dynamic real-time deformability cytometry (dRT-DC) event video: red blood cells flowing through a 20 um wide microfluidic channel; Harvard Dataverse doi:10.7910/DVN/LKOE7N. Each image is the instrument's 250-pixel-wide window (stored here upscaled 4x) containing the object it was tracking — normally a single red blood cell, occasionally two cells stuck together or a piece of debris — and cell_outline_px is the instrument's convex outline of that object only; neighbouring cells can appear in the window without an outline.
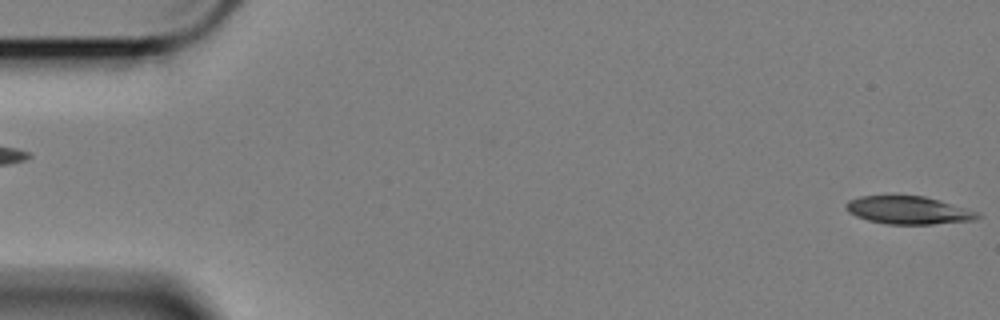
{"species": "Egyptian fruit bat (a non-hibernating species)", "species_latin": "Rousettus aegyptiacus", "temperature_condition": "cold", "stored_images_in_passage": 58, "camera_frame_rate_fps": 3000, "um_per_image_px": 0.085, "animal": {"sex": "female"}, "frame": {"image": 1, "passage_image": 1, "time_ms": 0.0, "image_size_px": [1000, 320], "cell_outline_px": [[980, 216], [976, 220], [932, 224], [888, 224], [868, 220], [856, 216], [848, 212], [844, 208], [844, 204], [848, 200], [860, 196], [924, 196], [940, 200], [976, 212]], "centroid_in_image_um": [77.16, 17.87], "position_along_channel_um": 7.8, "area_um2": 21.21}}
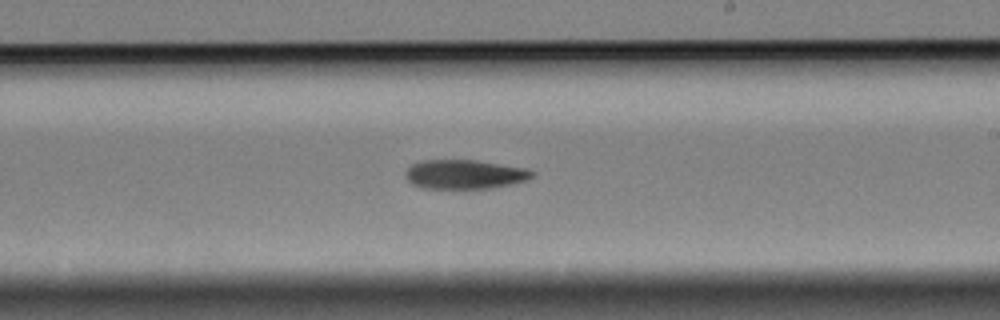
{"frame": {"image": 2, "passage_image": 34, "time_ms": 11.0, "image_size_px": [1000, 320], "cell_outline_px": [[536, 172], [528, 180], [492, 188], [420, 188], [412, 184], [404, 176], [404, 172], [412, 164], [424, 160], [476, 160], [528, 168]], "centroid_in_image_um": [39.5, 14.81], "position_along_channel_um": 249.5, "area_um2": 21.68}}
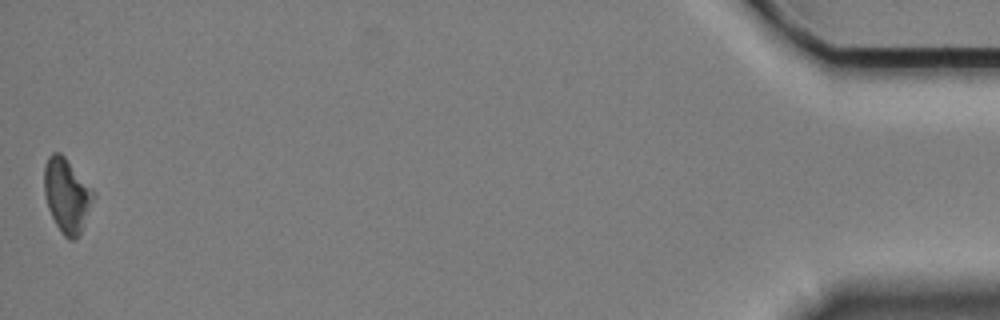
{"frame": {"image": 3, "passage_image": 58, "time_ms": 19.0, "image_size_px": [1000, 320], "cell_outline_px": [[96, 196], [80, 236], [76, 240], [68, 240], [60, 232], [48, 208], [44, 192], [44, 164], [48, 156], [52, 152], [60, 152], [64, 156], [96, 192]], "centroid_in_image_um": [5.7, 16.63], "position_along_channel_um": 429.5, "area_um2": 21.68}, "authors_computed_cell_mechanics": {"area_um2": 22.2241, "velocity_mm_per_s": 3.4008, "shape_relaxation_time_tau1_ms": 5.9824, "shape_relaxation_time_tau2_ms": null, "deformation_change_tau1": 0.1345, "deformation_change_tau2": null}}